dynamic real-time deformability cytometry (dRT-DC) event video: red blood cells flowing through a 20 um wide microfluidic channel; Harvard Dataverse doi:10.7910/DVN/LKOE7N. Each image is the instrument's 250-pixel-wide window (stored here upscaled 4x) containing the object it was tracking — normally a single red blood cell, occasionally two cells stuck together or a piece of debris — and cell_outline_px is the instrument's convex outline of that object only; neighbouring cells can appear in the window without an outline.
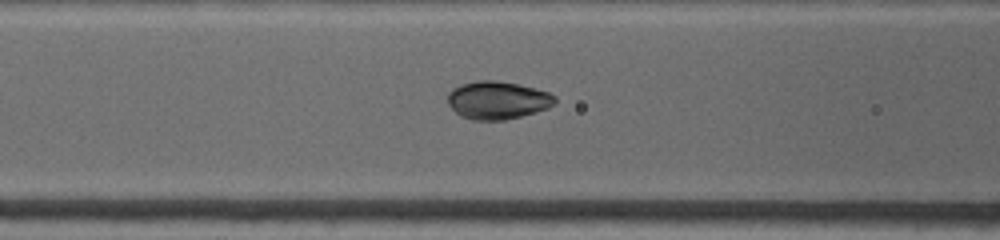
{"species": "common noctule bat (a hibernating species)", "species_latin": "Nyctalus noctula", "temperature_condition": "warm", "stored_images_in_passage": 12, "camera_frame_rate_fps": 4500, "um_per_image_px": 0.085, "animal": {"sex": "female", "body_mass_g": 19.0, "forearm_length_mm": 53.3}, "frame": {"image": 1, "passage_image": 6, "time_ms": 1.333, "image_size_px": [1000, 240], "cell_outline_px": [[556, 100], [548, 108], [536, 112], [504, 120], [472, 120], [460, 116], [448, 104], [448, 92], [452, 88], [460, 84], [476, 80], [496, 80], [520, 84], [548, 92], [556, 96]], "centroid_in_image_um": [42.26, 8.5], "position_along_channel_um": 124.3, "area_um2": 23.81}}